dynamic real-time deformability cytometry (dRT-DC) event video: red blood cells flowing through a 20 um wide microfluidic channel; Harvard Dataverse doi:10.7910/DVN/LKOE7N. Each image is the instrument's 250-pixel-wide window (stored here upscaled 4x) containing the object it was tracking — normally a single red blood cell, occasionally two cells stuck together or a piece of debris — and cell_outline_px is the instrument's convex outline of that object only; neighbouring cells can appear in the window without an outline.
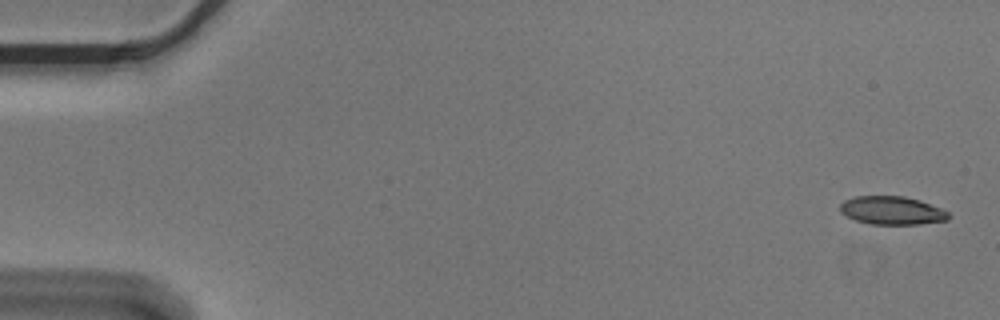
{"species": "Egyptian fruit bat (a non-hibernating species)", "species_latin": "Rousettus aegyptiacus", "temperature_condition": "cold", "stored_images_in_passage": 5, "camera_frame_rate_fps": 3000, "um_per_image_px": 0.085, "animal": {"sex": "male"}, "frame": {"image": 1, "passage_image": 1, "time_ms": 0.0, "image_size_px": [1000, 320], "cell_outline_px": [[948, 220], [920, 224], [868, 224], [856, 220], [840, 212], [840, 204], [844, 200], [856, 196], [904, 196], [920, 200], [940, 208], [948, 212]], "centroid_in_image_um": [75.8, 17.89], "position_along_channel_um": 9.2, "area_um2": 17.8}}
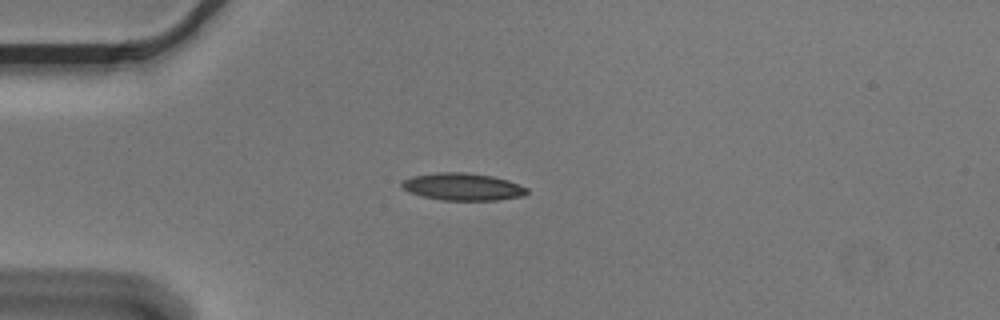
{"frame": {"image": 2, "passage_image": 4, "time_ms": 1.0, "image_size_px": [1000, 320], "cell_outline_px": [[528, 192], [524, 196], [496, 200], [440, 200], [408, 192], [400, 184], [404, 180], [412, 176], [436, 172], [464, 172], [492, 176], [508, 180], [528, 188]], "centroid_in_image_um": [39.34, 15.87], "position_along_channel_um": 45.7, "area_um2": 19.88}}